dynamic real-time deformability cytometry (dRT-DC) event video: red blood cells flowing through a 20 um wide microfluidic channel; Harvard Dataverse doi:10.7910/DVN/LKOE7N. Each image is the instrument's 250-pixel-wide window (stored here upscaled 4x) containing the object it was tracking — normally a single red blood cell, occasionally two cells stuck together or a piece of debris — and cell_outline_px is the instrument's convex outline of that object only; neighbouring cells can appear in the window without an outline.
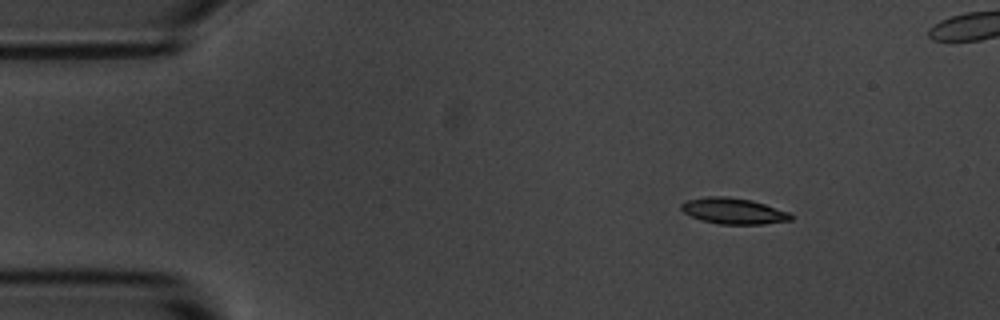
{"species": "common noctule bat (a hibernating species)", "species_latin": "Nyctalus noctula", "temperature_condition": "room temperature", "stored_images_in_passage": 4, "camera_frame_rate_fps": 3000, "um_per_image_px": 0.085, "animal": {"sex": "male", "body_mass_g": 20.1, "forearm_length_mm": 53.5}, "frame": {"image": 1, "passage_image": 1, "time_ms": 0.0, "image_size_px": [1000, 320], "cell_outline_px": [[792, 220], [764, 224], [720, 224], [704, 220], [692, 216], [684, 212], [680, 208], [680, 204], [688, 200], [708, 196], [728, 196], [752, 200], [788, 212], [792, 216]], "centroid_in_image_um": [62.35, 17.93], "position_along_channel_um": 22.7, "area_um2": 16.42}}